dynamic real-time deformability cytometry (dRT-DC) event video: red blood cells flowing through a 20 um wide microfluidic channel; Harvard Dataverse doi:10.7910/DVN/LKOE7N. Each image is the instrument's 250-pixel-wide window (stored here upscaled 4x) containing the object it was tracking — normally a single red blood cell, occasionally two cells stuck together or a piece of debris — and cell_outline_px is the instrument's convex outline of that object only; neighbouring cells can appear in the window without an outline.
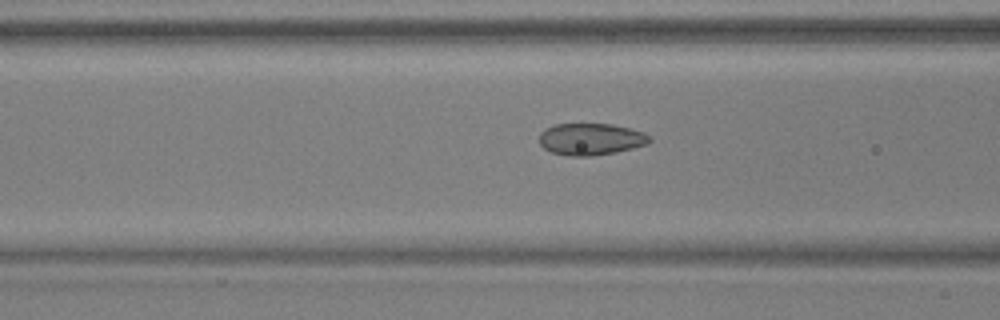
{"species": "common noctule bat (a hibernating species)", "species_latin": "Nyctalus noctula", "temperature_condition": "warm", "stored_images_in_passage": 49, "camera_frame_rate_fps": 3000, "um_per_image_px": 0.085, "animal": {"sex": "male", "body_mass_g": 17.9, "forearm_length_mm": 54.2}, "frame": {"image": 1, "passage_image": 21, "time_ms": 6.667, "image_size_px": [1000, 320], "cell_outline_px": [[652, 140], [648, 144], [616, 152], [588, 156], [568, 156], [552, 152], [544, 148], [540, 144], [540, 132], [544, 128], [556, 124], [612, 124], [644, 132], [652, 136]], "centroid_in_image_um": [50.23, 11.82], "position_along_channel_um": 116.4, "area_um2": 20.52}}
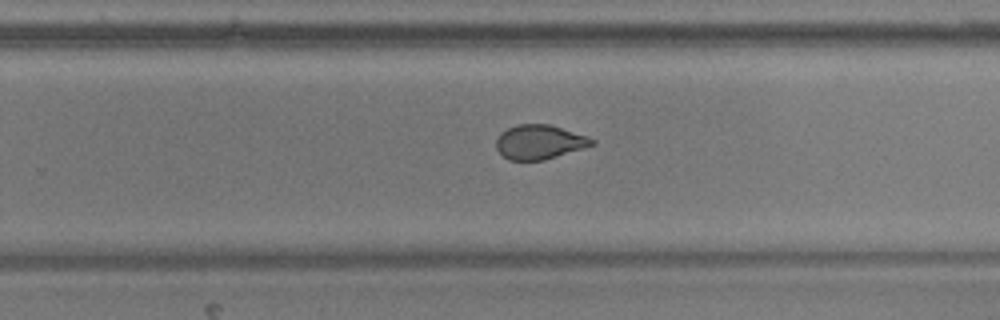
{"frame": {"image": 2, "passage_image": 34, "time_ms": 11.0, "image_size_px": [1000, 320], "cell_outline_px": [[596, 144], [584, 148], [544, 160], [508, 160], [496, 148], [496, 140], [500, 132], [516, 124], [548, 124], [588, 136], [596, 140]], "centroid_in_image_um": [45.86, 12.07], "position_along_channel_um": 283.9, "area_um2": 19.19}}
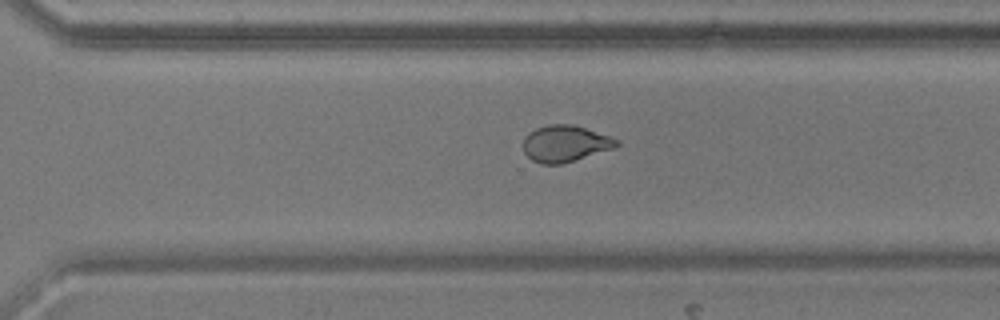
{"frame": {"image": 3, "passage_image": 37, "time_ms": 12.0, "image_size_px": [1000, 320], "cell_outline_px": [[620, 144], [616, 148], [560, 164], [540, 164], [532, 160], [524, 152], [524, 136], [528, 132], [536, 128], [548, 124], [572, 124], [612, 136], [620, 140]], "centroid_in_image_um": [48.07, 12.19], "position_along_channel_um": 322.5, "area_um2": 20.06}, "authors_computed_cell_mechanics": {"area_um2": 21.6172, "velocity_mm_per_s": 3.8699, "shape_relaxation_time_tau1_ms": null, "shape_relaxation_time_tau2_ms": 0.8173, "deformation_change_tau1": null, "deformation_change_tau2": 0.0622}}